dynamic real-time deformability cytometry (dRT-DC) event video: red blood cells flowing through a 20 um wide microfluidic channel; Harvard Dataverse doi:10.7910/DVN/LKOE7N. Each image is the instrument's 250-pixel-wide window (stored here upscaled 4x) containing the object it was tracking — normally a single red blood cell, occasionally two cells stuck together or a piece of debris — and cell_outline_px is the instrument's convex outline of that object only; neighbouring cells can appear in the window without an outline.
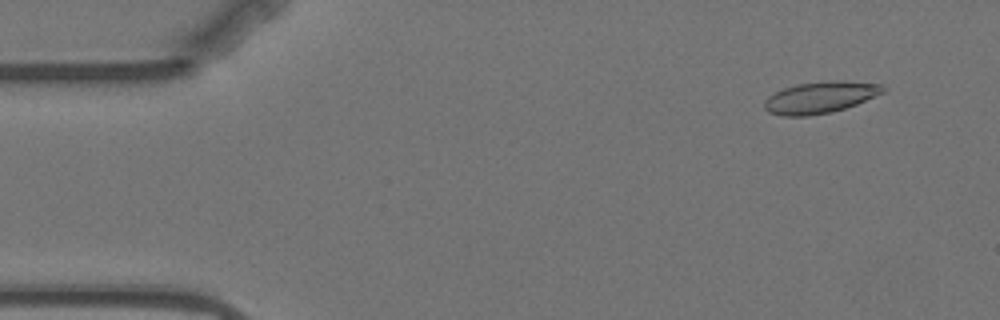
{"species": "Egyptian fruit bat (a non-hibernating species)", "species_latin": "Rousettus aegyptiacus", "temperature_condition": "warm", "stored_images_in_passage": 2, "segment_of_instrument_passage": [2, 2], "camera_frame_rate_fps": 3000, "um_per_image_px": 0.085, "animal": {"sex": "female"}, "frame": {"image": 1, "passage_image": 2, "time_ms": 2.0, "image_size_px": [1000, 320], "cell_outline_px": [[884, 92], [856, 104], [832, 112], [808, 116], [784, 116], [768, 112], [764, 108], [764, 100], [768, 96], [784, 88], [796, 84], [832, 80], [840, 80], [884, 84]], "centroid_in_image_um": [69.7, 8.27], "position_along_channel_um": 15.3, "area_um2": 21.85}}